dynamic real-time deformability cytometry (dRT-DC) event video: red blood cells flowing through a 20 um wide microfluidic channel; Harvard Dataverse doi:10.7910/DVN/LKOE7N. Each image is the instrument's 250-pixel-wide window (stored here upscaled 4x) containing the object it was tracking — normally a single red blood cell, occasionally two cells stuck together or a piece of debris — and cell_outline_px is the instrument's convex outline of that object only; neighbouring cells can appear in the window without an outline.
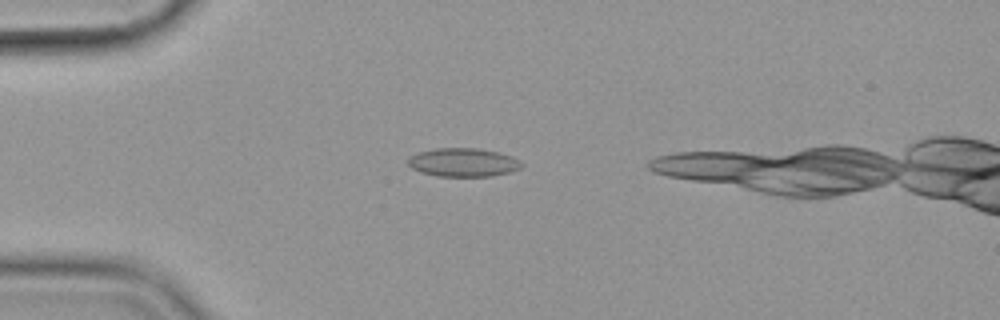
{"species": "common noctule bat (a hibernating species)", "species_latin": "Nyctalus noctula", "temperature_condition": "cold", "stored_images_in_passage": 46, "camera_frame_rate_fps": 3000, "um_per_image_px": 0.085, "animal": {"sex": "female", "body_mass_g": 19.9}, "frame": {"image": 1, "passage_image": 10, "time_ms": 3.0, "image_size_px": [1000, 320], "cell_outline_px": [[524, 164], [520, 168], [512, 172], [492, 176], [436, 176], [420, 172], [412, 168], [408, 164], [408, 156], [416, 152], [436, 148], [480, 148], [500, 152], [512, 156], [520, 160]], "centroid_in_image_um": [39.38, 13.79], "position_along_channel_um": 45.6, "area_um2": 19.25}}
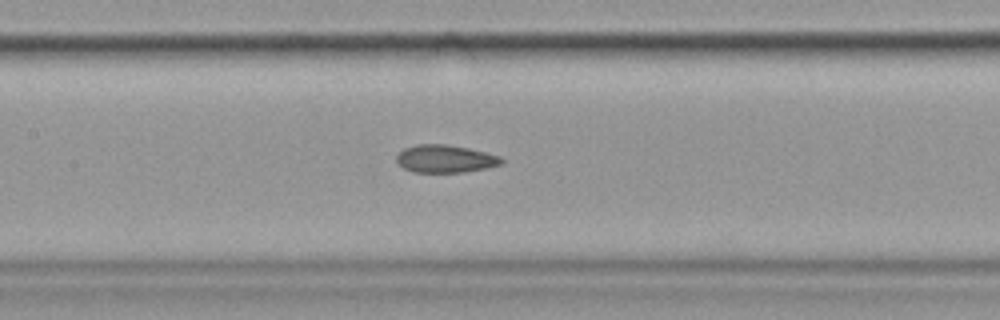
{"frame": {"image": 2, "passage_image": 22, "time_ms": 7.0, "image_size_px": [1000, 320], "cell_outline_px": [[504, 160], [500, 164], [484, 168], [464, 172], [412, 172], [404, 168], [396, 160], [396, 156], [404, 148], [416, 144], [444, 144], [468, 148], [500, 156]], "centroid_in_image_um": [37.81, 13.49], "position_along_channel_um": 169.6, "area_um2": 16.76}}
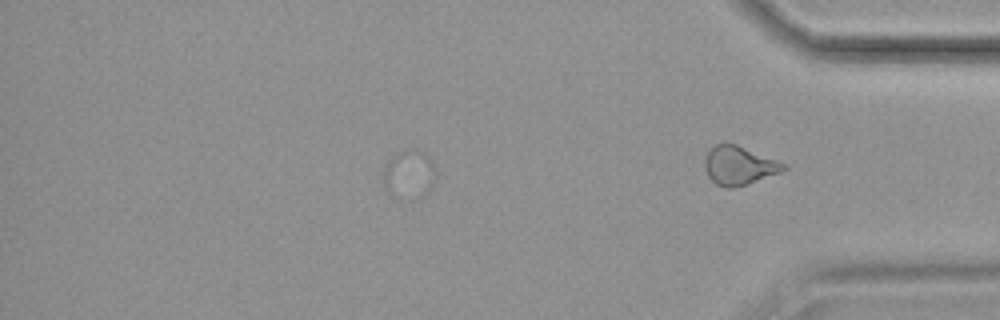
{"frame": {"image": 3, "passage_image": 39, "time_ms": 12.667, "image_size_px": [1000, 320], "cell_outline_px": [[436, 176], [432, 184], [420, 196], [384, 180], [384, 164], [388, 160], [412, 148], [420, 152], [432, 164]], "centroid_in_image_um": [34.86, 14.6], "position_along_channel_um": 400.3, "area_um2": 11.91}, "authors_computed_cell_mechanics": {"area_um2": 17.1666, "velocity_mm_per_s": 3.6, "shape_relaxation_time_tau1_ms": null, "shape_relaxation_time_tau2_ms": 5.6235, "deformation_change_tau1": null, "deformation_change_tau2": 0.0906}}